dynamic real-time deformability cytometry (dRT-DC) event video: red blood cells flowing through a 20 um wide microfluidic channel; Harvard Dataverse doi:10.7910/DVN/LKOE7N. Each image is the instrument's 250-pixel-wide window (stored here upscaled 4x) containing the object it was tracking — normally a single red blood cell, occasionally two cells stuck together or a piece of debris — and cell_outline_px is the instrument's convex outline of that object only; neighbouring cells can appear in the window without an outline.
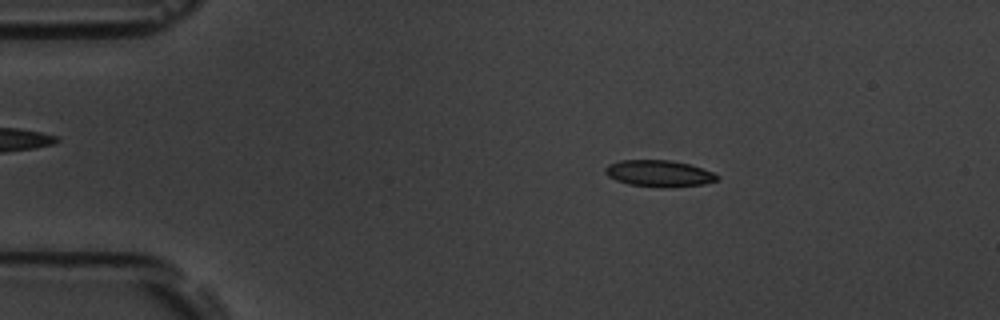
{"species": "common noctule bat (a hibernating species)", "species_latin": "Nyctalus noctula", "temperature_condition": "room temperature", "stored_images_in_passage": 52, "camera_frame_rate_fps": 3000, "um_per_image_px": 0.085, "animal": {"sex": "male", "body_mass_g": 19.5, "forearm_length_mm": 54.6}, "frame": {"image": 1, "passage_image": 7, "time_ms": 2.0, "image_size_px": [1000, 320], "cell_outline_px": [[720, 176], [716, 180], [704, 184], [660, 188], [628, 184], [616, 180], [608, 176], [604, 172], [604, 168], [608, 164], [620, 160], [672, 160], [688, 164], [712, 172]], "centroid_in_image_um": [55.97, 14.74], "position_along_channel_um": 29.0, "area_um2": 17.28}}
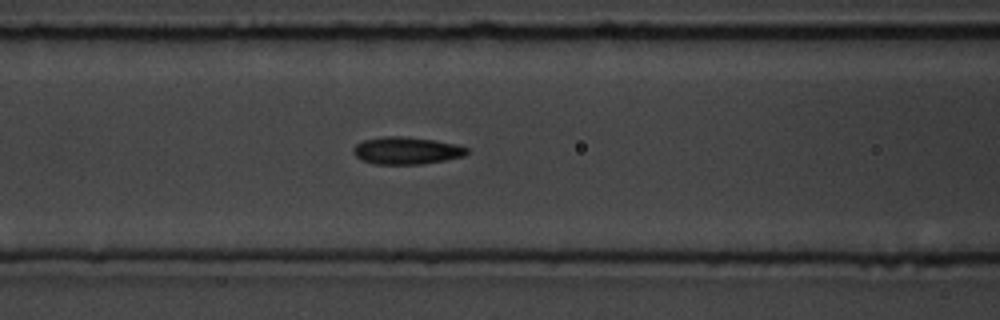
{"frame": {"image": 2, "passage_image": 20, "time_ms": 6.333, "image_size_px": [1000, 320], "cell_outline_px": [[468, 152], [464, 156], [444, 160], [420, 164], [376, 164], [360, 160], [352, 152], [352, 148], [356, 144], [364, 140], [384, 136], [400, 136], [436, 140], [456, 144], [468, 148]], "centroid_in_image_um": [34.53, 12.8], "position_along_channel_um": 132.1, "area_um2": 18.09}}
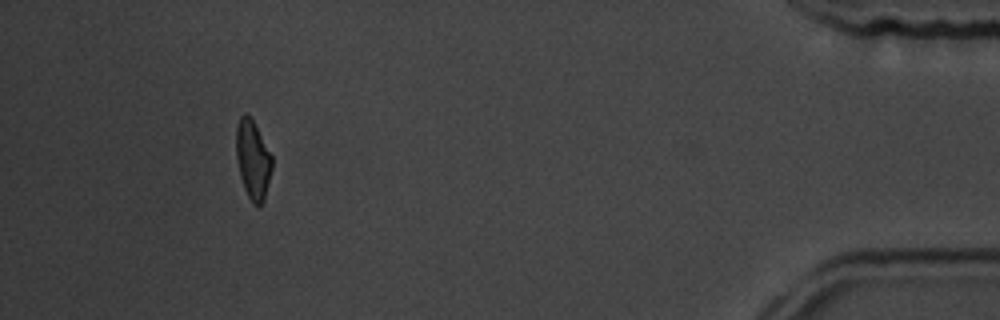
{"frame": {"image": 3, "passage_image": 48, "time_ms": 15.667, "image_size_px": [1000, 320], "cell_outline_px": [[272, 168], [264, 200], [260, 204], [252, 204], [244, 188], [240, 176], [236, 156], [236, 124], [240, 116], [244, 112], [252, 120], [272, 156]], "centroid_in_image_um": [21.47, 13.57], "position_along_channel_um": 413.7, "area_um2": 16.24}, "authors_computed_cell_mechanics": {"area_um2": 17.2533, "velocity_mm_per_s": 3.7165, "shape_relaxation_time_tau1_ms": 2.7636, "shape_relaxation_time_tau2_ms": 1.9554, "deformation_change_tau1": 0.1147, "deformation_change_tau2": 0.0859}}